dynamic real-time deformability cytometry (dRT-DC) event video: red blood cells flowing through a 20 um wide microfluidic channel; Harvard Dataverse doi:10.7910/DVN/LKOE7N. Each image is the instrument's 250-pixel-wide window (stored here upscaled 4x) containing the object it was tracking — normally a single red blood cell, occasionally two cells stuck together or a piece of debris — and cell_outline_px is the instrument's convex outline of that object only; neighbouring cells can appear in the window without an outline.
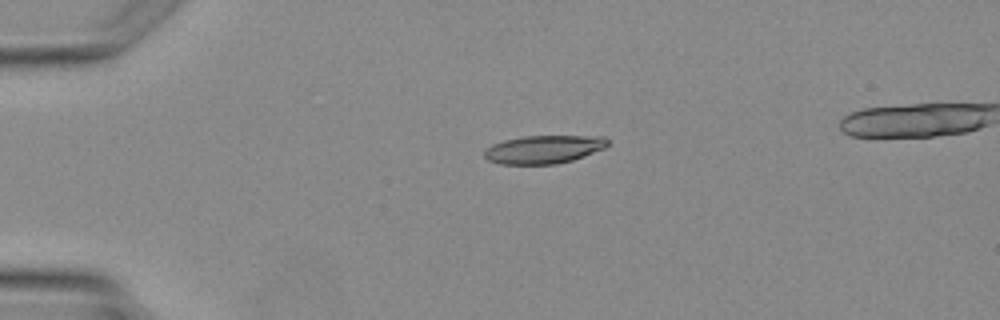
{"species": "Egyptian fruit bat (a non-hibernating species)", "species_latin": "Rousettus aegyptiacus", "temperature_condition": "warm", "stored_images_in_passage": 4, "camera_frame_rate_fps": 3000, "um_per_image_px": 0.085, "animal": {"sex": "female"}, "frame": {"image": 1, "passage_image": 3, "time_ms": 2.333, "image_size_px": [1000, 320], "cell_outline_px": [[608, 144], [604, 148], [584, 156], [572, 160], [556, 164], [500, 164], [488, 160], [484, 156], [484, 152], [492, 144], [504, 140], [524, 136], [604, 136], [608, 140]], "centroid_in_image_um": [46.22, 12.69], "position_along_channel_um": 38.8, "area_um2": 20.17}}